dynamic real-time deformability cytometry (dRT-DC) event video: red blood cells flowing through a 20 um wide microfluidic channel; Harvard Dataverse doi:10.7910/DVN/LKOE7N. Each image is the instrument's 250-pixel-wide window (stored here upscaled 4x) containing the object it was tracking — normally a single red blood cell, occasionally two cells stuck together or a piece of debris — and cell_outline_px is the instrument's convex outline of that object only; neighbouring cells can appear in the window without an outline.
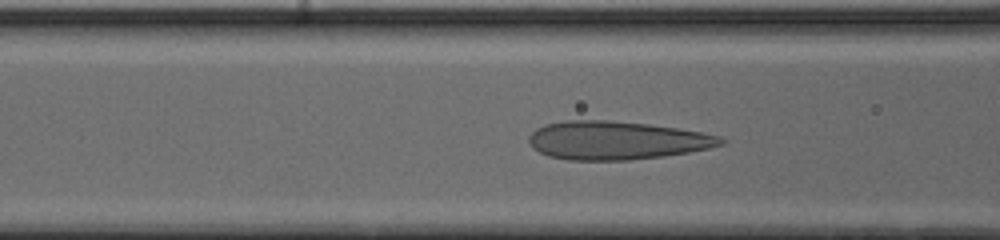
{"species": "human", "species_latin": "Homo sapiens", "temperature_condition": "cold", "stored_images_in_passage": 36, "camera_frame_rate_fps": 3000, "um_per_image_px": 0.085, "donor": {"sex": "male"}, "frame": {"image": 1, "passage_image": 10, "time_ms": 3.0, "image_size_px": [1000, 240], "cell_outline_px": [[728, 140], [724, 144], [708, 148], [688, 152], [664, 156], [628, 160], [568, 160], [548, 156], [532, 148], [528, 144], [528, 136], [536, 128], [544, 124], [564, 120], [608, 120], [648, 124], [704, 132], [720, 136]], "centroid_in_image_um": [52.38, 11.93], "position_along_channel_um": 114.2, "area_um2": 43.23}}
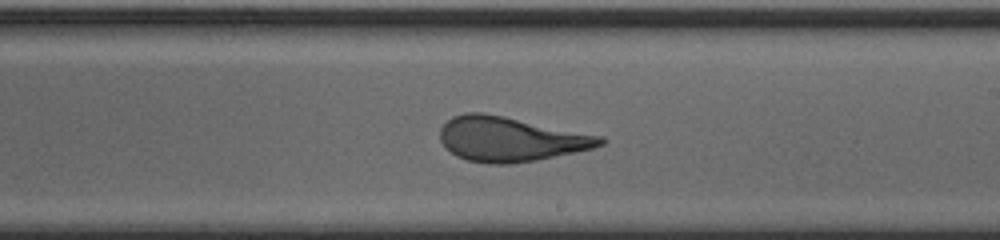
{"frame": {"image": 2, "passage_image": 20, "time_ms": 6.333, "image_size_px": [1000, 240], "cell_outline_px": [[608, 140], [604, 144], [592, 148], [536, 160], [508, 164], [488, 164], [468, 160], [456, 156], [440, 140], [440, 128], [452, 116], [464, 112], [484, 112], [604, 136]], "centroid_in_image_um": [43.39, 11.81], "position_along_channel_um": 245.6, "area_um2": 41.62}}
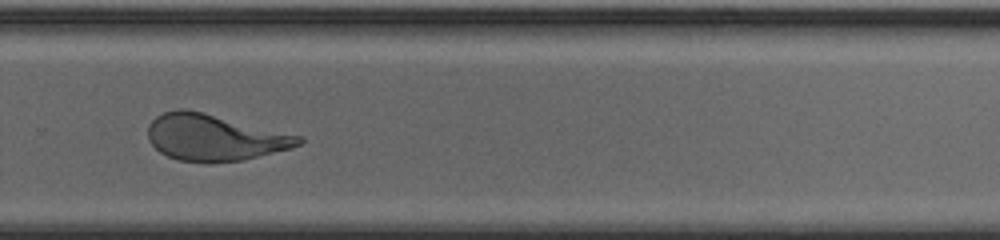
{"frame": {"image": 3, "passage_image": 25, "time_ms": 8.0, "image_size_px": [1000, 240], "cell_outline_px": [[304, 140], [300, 144], [292, 148], [240, 160], [180, 160], [168, 156], [160, 152], [148, 140], [148, 124], [156, 116], [164, 112], [180, 108], [184, 108], [304, 136]], "centroid_in_image_um": [18.23, 11.65], "position_along_channel_um": 311.6, "area_um2": 39.88}}